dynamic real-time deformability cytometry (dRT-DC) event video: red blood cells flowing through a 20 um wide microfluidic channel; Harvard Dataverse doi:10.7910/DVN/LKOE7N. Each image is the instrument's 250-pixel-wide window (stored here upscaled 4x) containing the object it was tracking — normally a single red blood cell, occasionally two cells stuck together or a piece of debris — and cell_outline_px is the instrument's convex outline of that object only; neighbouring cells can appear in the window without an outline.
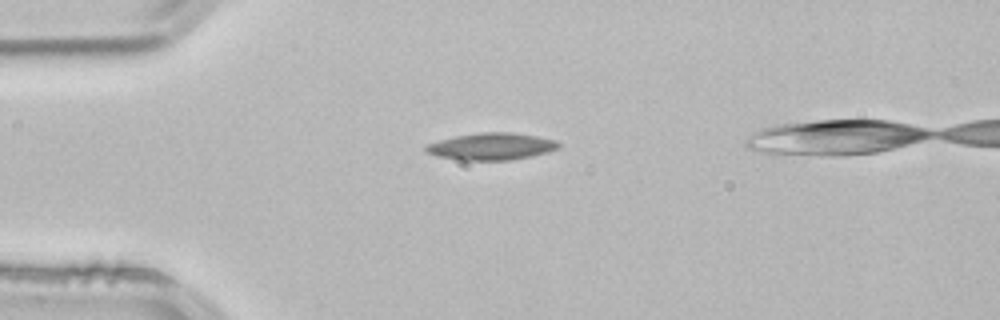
{"species": "common noctule bat (a hibernating species)", "species_latin": "Nyctalus noctula", "temperature_condition": "room temperature", "stored_images_in_passage": 2, "camera_frame_rate_fps": 3000, "um_per_image_px": 0.085, "animal": {"sex": "male", "body_mass_g": 21.5, "forearm_length_mm": 52.0}, "frame": {"image": 1, "passage_image": 1, "time_ms": 0.0, "image_size_px": [1000, 320], "cell_outline_px": [[560, 148], [548, 152], [532, 156], [512, 160], [460, 160], [436, 156], [424, 152], [424, 148], [428, 144], [440, 140], [456, 136], [480, 132], [512, 132], [536, 136], [556, 140], [560, 144]], "centroid_in_image_um": [41.78, 12.45], "position_along_channel_um": 43.2, "area_um2": 20.98}}